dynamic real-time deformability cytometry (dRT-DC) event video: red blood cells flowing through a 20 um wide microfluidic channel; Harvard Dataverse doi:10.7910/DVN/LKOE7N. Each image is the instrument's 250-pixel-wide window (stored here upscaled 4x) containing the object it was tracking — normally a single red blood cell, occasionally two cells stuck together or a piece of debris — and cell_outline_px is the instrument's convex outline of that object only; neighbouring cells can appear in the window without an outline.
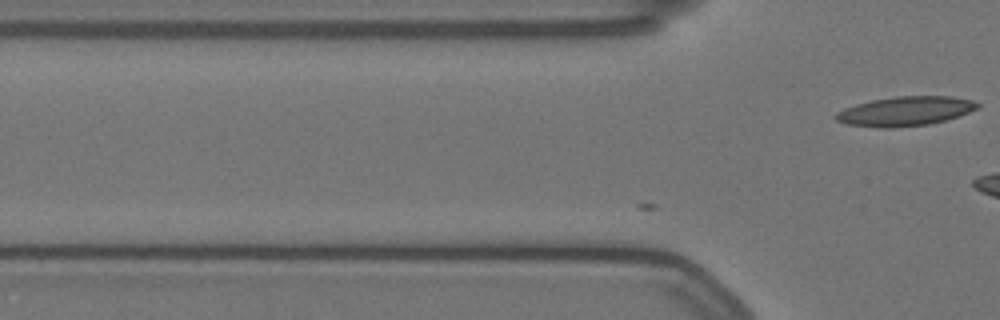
{"species": "Egyptian fruit bat (a non-hibernating species)", "species_latin": "Rousettus aegyptiacus", "temperature_condition": "warm", "stored_images_in_passage": 13, "camera_frame_rate_fps": 3000, "um_per_image_px": 0.085, "animal": {"sex": "female"}, "frame": {"image": 1, "passage_image": 13, "time_ms": 4.0, "image_size_px": [1000, 320], "cell_outline_px": [[980, 104], [976, 108], [960, 116], [928, 124], [892, 128], [884, 128], [848, 124], [836, 120], [832, 116], [836, 112], [844, 108], [856, 104], [872, 100], [896, 96], [952, 96], [972, 100]], "centroid_in_image_um": [76.92, 9.45], "position_along_channel_um": 48.9, "area_um2": 24.16}}